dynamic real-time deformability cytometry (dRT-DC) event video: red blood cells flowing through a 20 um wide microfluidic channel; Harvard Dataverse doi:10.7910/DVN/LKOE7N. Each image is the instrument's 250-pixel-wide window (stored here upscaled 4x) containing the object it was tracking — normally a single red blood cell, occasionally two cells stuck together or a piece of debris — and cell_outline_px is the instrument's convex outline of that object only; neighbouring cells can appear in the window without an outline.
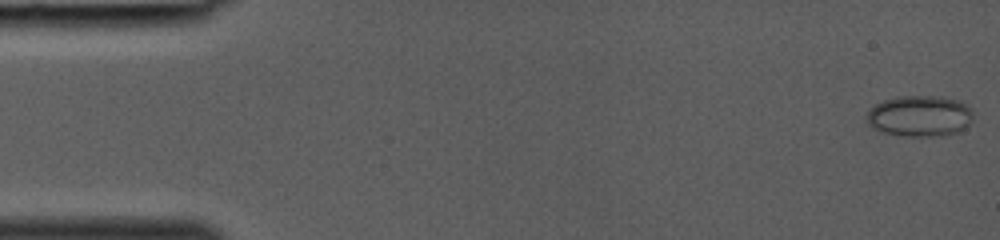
{"species": "common noctule bat (a hibernating species)", "species_latin": "Nyctalus noctula", "temperature_condition": "room temperature", "stored_images_in_passage": 38, "camera_frame_rate_fps": 3000, "um_per_image_px": 0.085, "animal": {"sex": "female", "body_mass_g": 19.0, "forearm_length_mm": 53.3}, "frame": {"image": 1, "passage_image": 1, "time_ms": 0.0, "image_size_px": [1000, 240], "cell_outline_px": [[972, 120], [960, 132], [948, 136], [900, 136], [884, 132], [868, 124], [864, 120], [864, 116], [868, 108], [884, 100], [896, 96], [944, 96], [960, 100], [972, 108]], "centroid_in_image_um": [78.18, 9.86], "position_along_channel_um": 6.8, "area_um2": 26.13}}
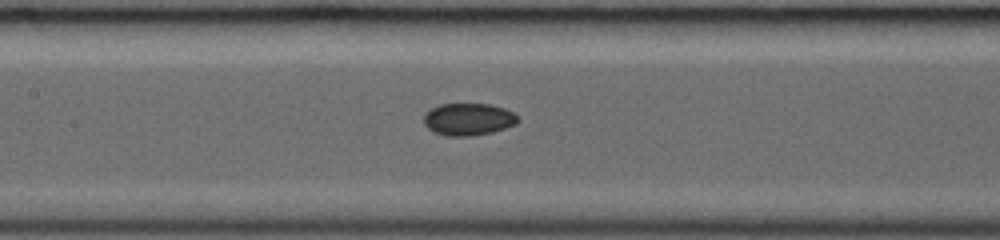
{"frame": {"image": 2, "passage_image": 19, "time_ms": 6.0, "image_size_px": [1000, 240], "cell_outline_px": [[520, 120], [516, 124], [492, 132], [472, 136], [448, 136], [436, 132], [428, 128], [424, 124], [424, 116], [432, 108], [440, 104], [488, 104], [504, 108], [512, 112]], "centroid_in_image_um": [39.82, 10.14], "position_along_channel_um": 167.6, "area_um2": 17.46}}
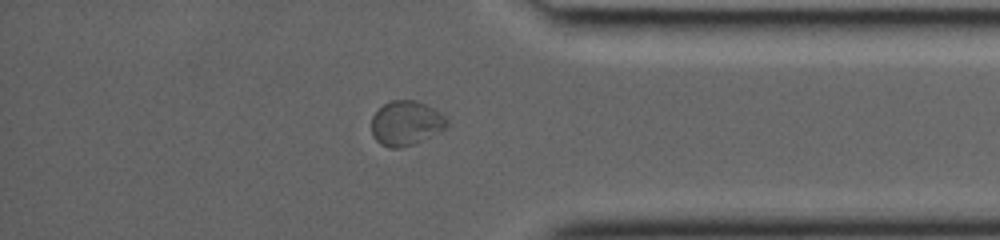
{"frame": {"image": 3, "passage_image": 33, "time_ms": 10.667, "image_size_px": [1000, 240], "cell_outline_px": [[448, 124], [444, 128], [412, 144], [400, 148], [388, 148], [380, 144], [372, 136], [372, 116], [384, 104], [392, 100], [416, 100], [428, 104], [436, 108], [448, 120]], "centroid_in_image_um": [34.49, 10.45], "position_along_channel_um": 400.7, "area_um2": 19.48}}